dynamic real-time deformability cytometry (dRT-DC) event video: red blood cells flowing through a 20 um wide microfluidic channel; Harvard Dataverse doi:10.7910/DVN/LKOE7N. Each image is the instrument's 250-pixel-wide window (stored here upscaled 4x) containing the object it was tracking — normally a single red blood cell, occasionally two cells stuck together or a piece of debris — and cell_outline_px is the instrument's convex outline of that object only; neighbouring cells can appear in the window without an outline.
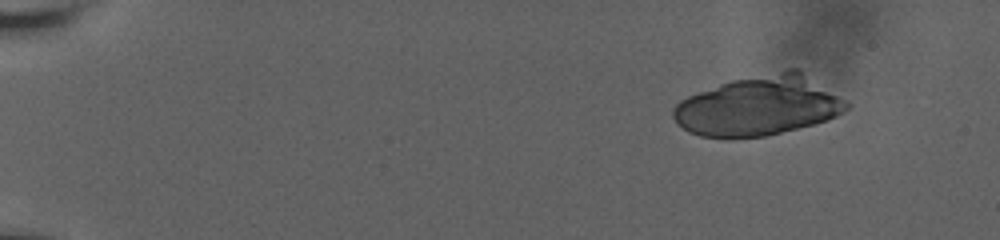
{"species": "human", "species_latin": "Homo sapiens", "temperature_condition": "room temperature", "stored_images_in_passage": 52, "camera_frame_rate_fps": 3000, "um_per_image_px": 0.085, "donor": {"sex": "male"}, "frame": {"image": 1, "passage_image": 1, "time_ms": 0.0, "image_size_px": [1000, 240], "cell_outline_px": [[848, 108], [836, 116], [828, 120], [764, 136], [728, 140], [700, 136], [688, 132], [676, 124], [672, 116], [672, 108], [680, 100], [688, 96], [720, 84], [732, 80], [788, 68], [800, 68], [844, 100], [848, 104]], "centroid_in_image_um": [64.44, 9.01], "position_along_channel_um": 20.6, "area_um2": 60.63}}